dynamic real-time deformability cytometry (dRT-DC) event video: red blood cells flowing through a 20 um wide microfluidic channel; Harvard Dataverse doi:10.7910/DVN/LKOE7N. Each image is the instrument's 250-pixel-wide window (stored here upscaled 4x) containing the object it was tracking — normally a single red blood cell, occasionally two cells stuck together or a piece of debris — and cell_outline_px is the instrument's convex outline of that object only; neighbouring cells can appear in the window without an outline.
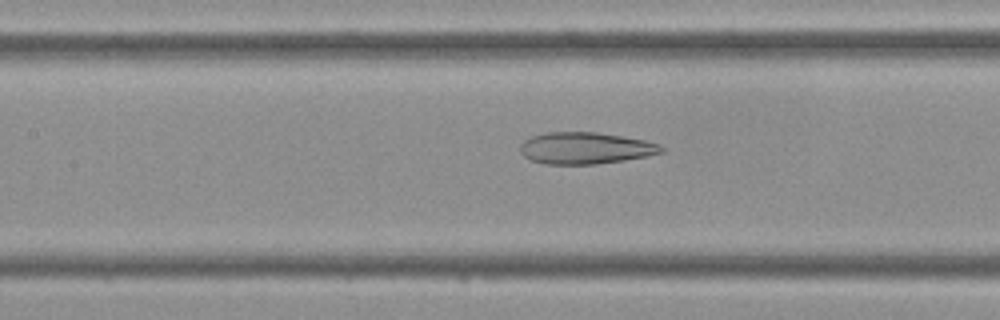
{"species": "Egyptian fruit bat (a non-hibernating species)", "species_latin": "Rousettus aegyptiacus", "temperature_condition": "cold", "stored_images_in_passage": 44, "camera_frame_rate_fps": 3000, "um_per_image_px": 0.085, "frame": {"image": 1, "passage_image": 19, "time_ms": 6.0, "image_size_px": [1000, 320], "cell_outline_px": [[664, 152], [648, 156], [624, 160], [596, 164], [544, 164], [532, 160], [524, 156], [520, 152], [520, 144], [524, 140], [532, 136], [544, 132], [596, 132], [644, 140], [660, 144], [664, 148]], "centroid_in_image_um": [49.75, 12.59], "position_along_channel_um": 157.6, "area_um2": 26.13}}
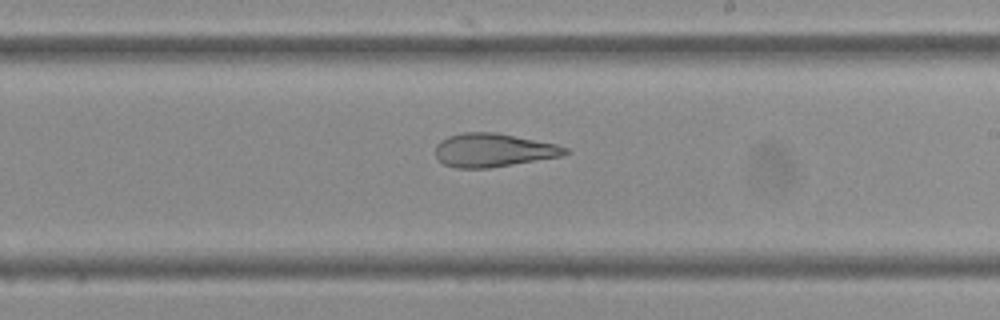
{"frame": {"image": 2, "passage_image": 25, "time_ms": 8.0, "image_size_px": [1000, 320], "cell_outline_px": [[572, 152], [560, 156], [488, 168], [456, 168], [444, 164], [436, 156], [436, 144], [440, 140], [448, 136], [464, 132], [496, 132], [556, 144], [568, 148]], "centroid_in_image_um": [41.92, 12.75], "position_along_channel_um": 247.1, "area_um2": 25.2}}
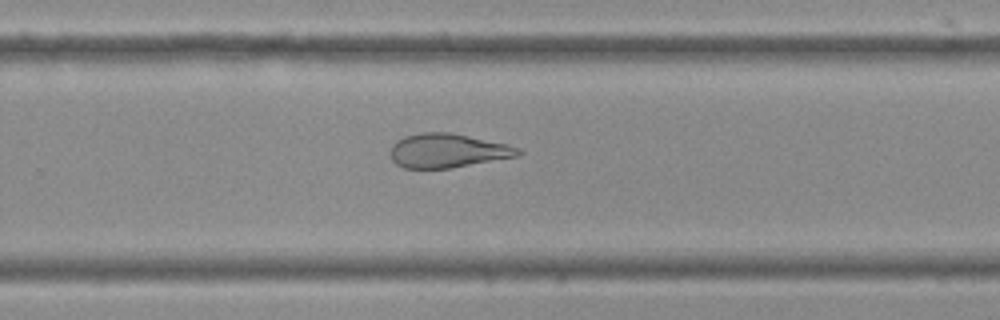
{"frame": {"image": 3, "passage_image": 28, "time_ms": 9.0, "image_size_px": [1000, 320], "cell_outline_px": [[524, 152], [520, 156], [452, 168], [404, 168], [396, 164], [392, 160], [392, 144], [396, 140], [404, 136], [420, 132], [448, 132], [468, 136], [504, 144], [520, 148]], "centroid_in_image_um": [38.05, 12.81], "position_along_channel_um": 291.7, "area_um2": 25.32}}